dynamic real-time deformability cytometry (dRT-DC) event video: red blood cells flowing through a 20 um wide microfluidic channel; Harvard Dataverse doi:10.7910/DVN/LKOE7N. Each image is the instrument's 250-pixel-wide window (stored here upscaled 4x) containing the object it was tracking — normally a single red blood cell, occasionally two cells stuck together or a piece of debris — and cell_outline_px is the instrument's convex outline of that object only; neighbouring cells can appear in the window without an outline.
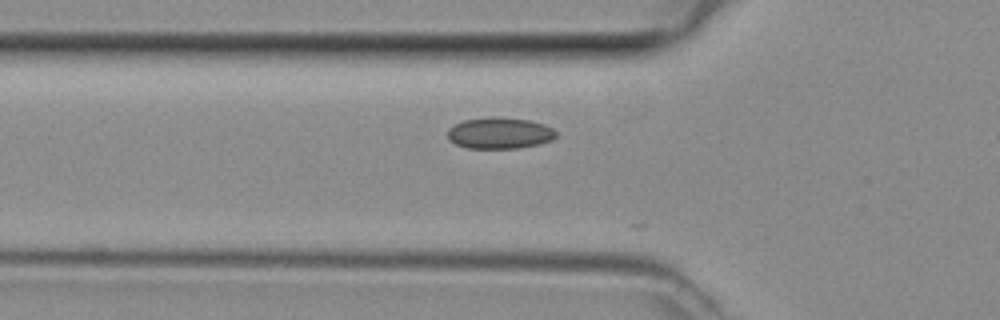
{"species": "common noctule bat (a hibernating species)", "species_latin": "Nyctalus noctula", "temperature_condition": "room temperature", "stored_images_in_passage": 9, "camera_frame_rate_fps": 3000, "um_per_image_px": 0.085, "animal": {"sex": "female", "body_mass_g": 29.2, "forearm_length_mm": 56.3}, "frame": {"image": 1, "passage_image": 6, "time_ms": 1.667, "image_size_px": [1000, 320], "cell_outline_px": [[556, 136], [552, 140], [540, 144], [520, 148], [468, 148], [456, 144], [448, 140], [448, 128], [464, 120], [528, 120], [544, 124], [552, 128], [556, 132]], "centroid_in_image_um": [42.49, 11.37], "position_along_channel_um": 83.3, "area_um2": 18.9}}